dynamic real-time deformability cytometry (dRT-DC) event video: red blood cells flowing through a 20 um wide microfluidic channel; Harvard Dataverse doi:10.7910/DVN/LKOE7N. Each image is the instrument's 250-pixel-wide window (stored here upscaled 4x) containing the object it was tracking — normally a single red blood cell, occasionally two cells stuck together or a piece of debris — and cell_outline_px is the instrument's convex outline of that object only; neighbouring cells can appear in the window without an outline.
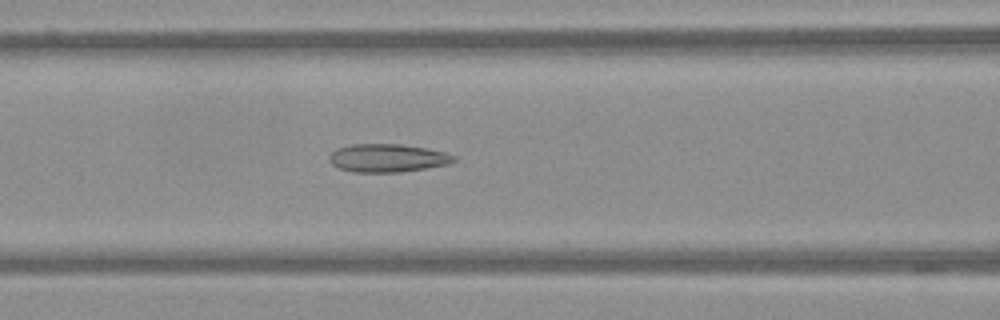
{"species": "Egyptian fruit bat (a non-hibernating species)", "species_latin": "Rousettus aegyptiacus", "temperature_condition": "warm", "stored_images_in_passage": 35, "camera_frame_rate_fps": 3000, "um_per_image_px": 0.085, "frame": {"image": 1, "passage_image": 14, "time_ms": 4.333, "image_size_px": [1000, 320], "cell_outline_px": [[456, 160], [448, 164], [400, 172], [352, 172], [340, 168], [332, 164], [332, 152], [336, 148], [352, 144], [400, 144], [428, 148], [444, 152], [456, 156]], "centroid_in_image_um": [32.97, 13.42], "position_along_channel_um": 133.6, "area_um2": 20.23}}
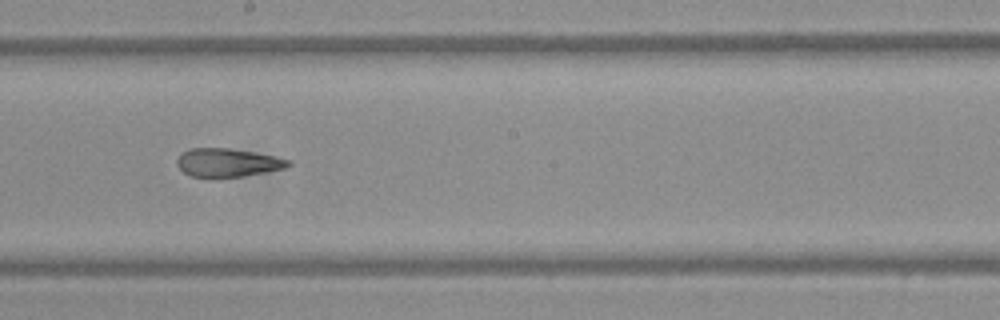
{"frame": {"image": 2, "passage_image": 22, "time_ms": 7.0, "image_size_px": [1000, 320], "cell_outline_px": [[292, 164], [284, 168], [244, 176], [192, 176], [184, 172], [176, 164], [176, 160], [180, 152], [188, 148], [228, 148], [252, 152], [292, 160]], "centroid_in_image_um": [19.31, 13.8], "position_along_channel_um": 228.9, "area_um2": 18.15}}
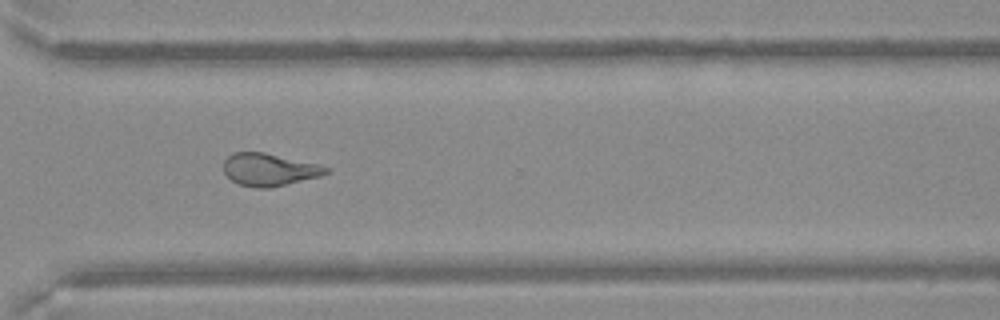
{"frame": {"image": 3, "passage_image": 32, "time_ms": 10.333, "image_size_px": [1000, 320], "cell_outline_px": [[328, 172], [320, 176], [268, 188], [256, 188], [240, 184], [232, 180], [224, 172], [224, 160], [232, 152], [264, 152], [316, 164], [328, 168]], "centroid_in_image_um": [22.83, 14.41], "position_along_channel_um": 347.8, "area_um2": 19.02}}